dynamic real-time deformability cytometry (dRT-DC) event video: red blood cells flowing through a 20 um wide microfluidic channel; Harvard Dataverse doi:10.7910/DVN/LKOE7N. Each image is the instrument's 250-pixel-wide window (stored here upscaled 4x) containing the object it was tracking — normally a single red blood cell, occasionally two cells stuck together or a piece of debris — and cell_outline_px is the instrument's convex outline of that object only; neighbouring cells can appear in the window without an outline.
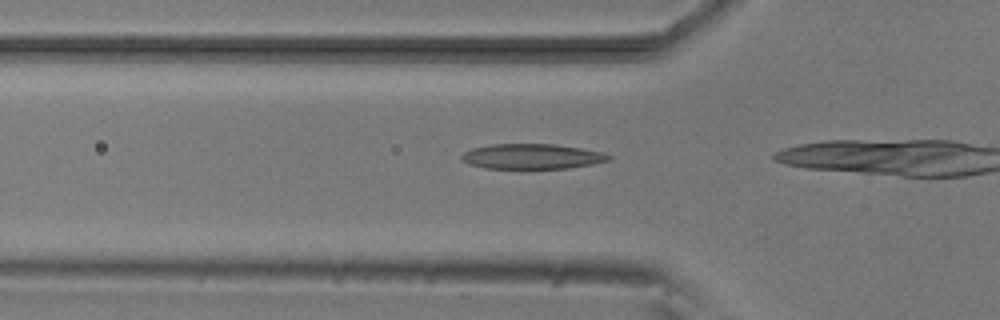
{"species": "common noctule bat (a hibernating species)", "species_latin": "Nyctalus noctula", "temperature_condition": "room temperature", "stored_images_in_passage": 4, "segment_of_instrument_passage": [2, 2], "camera_frame_rate_fps": 3000, "um_per_image_px": 0.085, "animal": {"sex": "male", "body_mass_g": 20.5, "forearm_length_mm": 52.5}, "frame": {"image": 1, "passage_image": 4, "time_ms": 4.667, "image_size_px": [1000, 320], "cell_outline_px": [[612, 160], [592, 164], [568, 168], [484, 168], [472, 164], [464, 160], [460, 156], [464, 152], [472, 148], [492, 144], [552, 144], [580, 148], [600, 152], [612, 156]], "centroid_in_image_um": [45.24, 13.29], "position_along_channel_um": 80.6, "area_um2": 21.27}}